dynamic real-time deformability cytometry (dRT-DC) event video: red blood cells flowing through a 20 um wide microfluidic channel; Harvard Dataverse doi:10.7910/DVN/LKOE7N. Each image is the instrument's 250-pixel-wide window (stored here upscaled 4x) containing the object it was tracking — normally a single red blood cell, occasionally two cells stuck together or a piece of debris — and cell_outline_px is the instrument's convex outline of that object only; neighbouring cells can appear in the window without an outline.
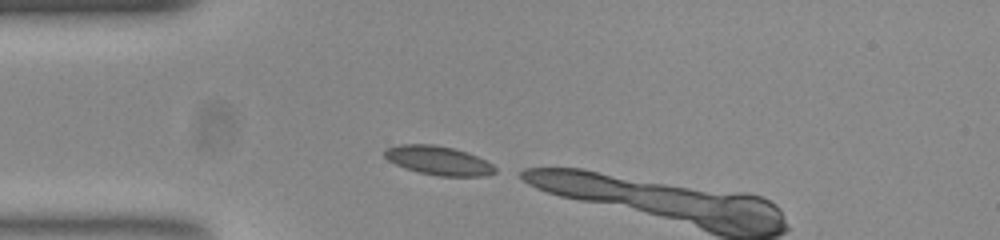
{"species": "common noctule bat (a hibernating species)", "species_latin": "Nyctalus noctula", "temperature_condition": "room temperature", "stored_images_in_passage": 5, "camera_frame_rate_fps": 3000, "um_per_image_px": 0.085, "animal": {"sex": "female", "body_mass_g": 23.0, "forearm_length_mm": 53.4}, "frame": {"image": 1, "passage_image": 1, "time_ms": 0.0, "image_size_px": [1000, 240], "cell_outline_px": [[496, 172], [484, 176], [440, 176], [420, 172], [396, 164], [388, 160], [384, 156], [384, 152], [388, 148], [400, 144], [436, 144], [468, 152], [492, 164], [496, 168]], "centroid_in_image_um": [37.29, 13.63], "position_along_channel_um": 47.7, "area_um2": 18.38}}